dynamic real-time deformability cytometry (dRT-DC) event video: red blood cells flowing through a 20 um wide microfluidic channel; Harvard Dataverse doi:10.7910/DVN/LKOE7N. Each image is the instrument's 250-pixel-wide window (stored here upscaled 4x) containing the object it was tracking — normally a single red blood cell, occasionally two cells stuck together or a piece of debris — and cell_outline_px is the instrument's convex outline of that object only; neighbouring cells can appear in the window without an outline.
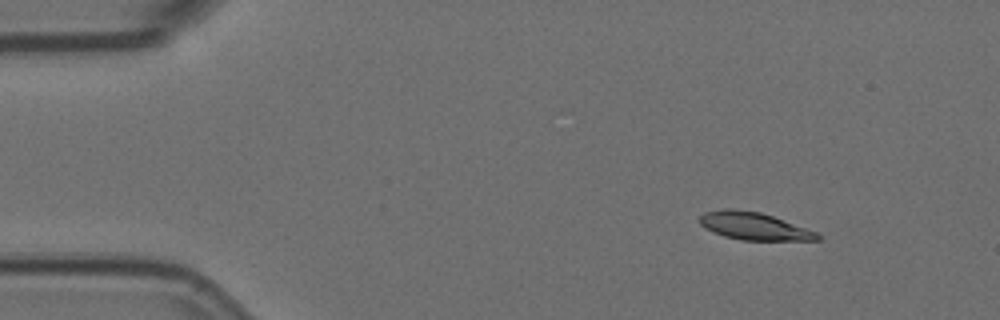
{"species": "Egyptian fruit bat (a non-hibernating species)", "species_latin": "Rousettus aegyptiacus", "temperature_condition": "room temperature", "stored_images_in_passage": 4, "camera_frame_rate_fps": 3000, "um_per_image_px": 0.085, "animal": {"sex": "female"}, "frame": {"image": 1, "passage_image": 2, "time_ms": 0.333, "image_size_px": [1000, 320], "cell_outline_px": [[820, 240], [740, 240], [724, 236], [704, 228], [700, 224], [700, 216], [704, 212], [724, 208], [728, 208], [760, 212], [772, 216], [816, 232], [820, 236]], "centroid_in_image_um": [64.04, 19.22], "position_along_channel_um": 21.0, "area_um2": 18.67}}